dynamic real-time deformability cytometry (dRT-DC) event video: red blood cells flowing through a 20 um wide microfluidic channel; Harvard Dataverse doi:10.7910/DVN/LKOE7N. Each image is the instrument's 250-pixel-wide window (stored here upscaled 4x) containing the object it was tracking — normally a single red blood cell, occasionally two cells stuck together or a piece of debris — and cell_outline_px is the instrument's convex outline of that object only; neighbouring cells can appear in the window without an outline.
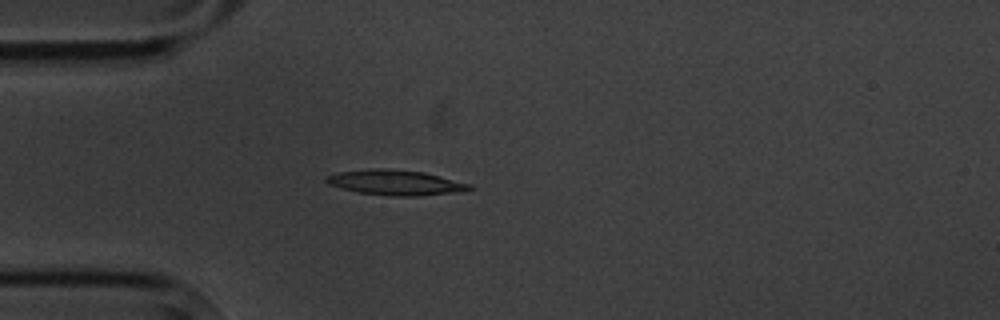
{"species": "common noctule bat (a hibernating species)", "species_latin": "Nyctalus noctula", "temperature_condition": "cold", "stored_images_in_passage": 4, "camera_frame_rate_fps": 3000, "um_per_image_px": 0.085, "animal": {"sex": "male", "body_mass_g": 20.1, "forearm_length_mm": 53.5}, "frame": {"image": 1, "passage_image": 4, "time_ms": 4.333, "image_size_px": [1000, 320], "cell_outline_px": [[476, 188], [464, 192], [420, 196], [388, 196], [360, 192], [340, 188], [328, 184], [324, 180], [324, 176], [340, 172], [380, 168], [388, 168], [424, 172], [472, 184]], "centroid_in_image_um": [33.69, 15.53], "position_along_channel_um": 51.3, "area_um2": 21.27}}